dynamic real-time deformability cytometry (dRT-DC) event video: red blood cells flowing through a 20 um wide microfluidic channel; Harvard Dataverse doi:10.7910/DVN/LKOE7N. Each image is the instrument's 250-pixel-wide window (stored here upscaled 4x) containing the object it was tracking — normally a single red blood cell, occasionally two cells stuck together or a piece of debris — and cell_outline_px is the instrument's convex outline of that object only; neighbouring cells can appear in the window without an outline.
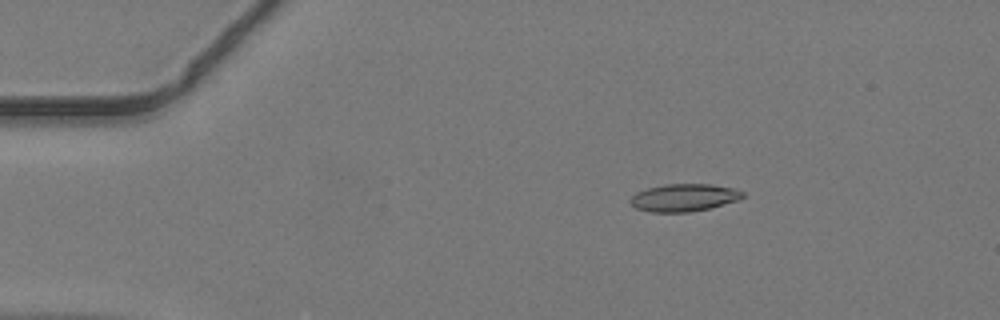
{"species": "common noctule bat (a hibernating species)", "species_latin": "Nyctalus noctula", "temperature_condition": "warm", "stored_images_in_passage": 43, "camera_frame_rate_fps": 3000, "um_per_image_px": 0.085, "animal": {"sex": "male", "body_mass_g": 19.2, "forearm_length_mm": 51.8}, "frame": {"image": 1, "passage_image": 4, "time_ms": 1.0, "image_size_px": [1000, 320], "cell_outline_px": [[744, 196], [740, 200], [692, 212], [652, 212], [636, 208], [628, 200], [636, 192], [648, 188], [664, 184], [712, 184], [736, 188], [744, 192]], "centroid_in_image_um": [58.16, 16.79], "position_along_channel_um": 26.8, "area_um2": 18.15}}
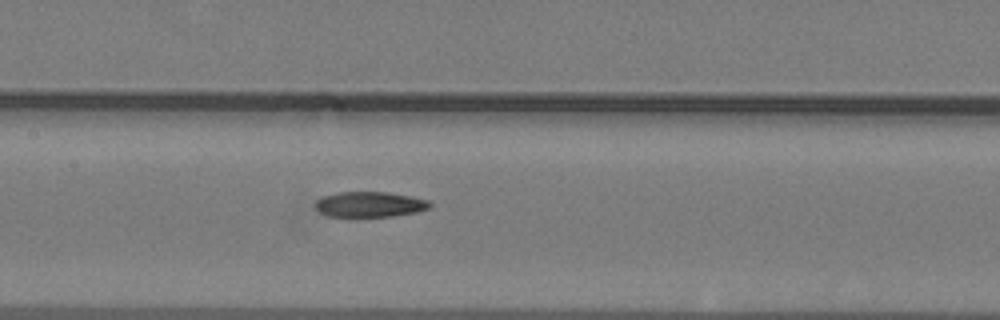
{"frame": {"image": 2, "passage_image": 19, "time_ms": 6.0, "image_size_px": [1000, 320], "cell_outline_px": [[432, 204], [428, 208], [416, 212], [392, 216], [328, 216], [320, 212], [316, 208], [316, 200], [320, 196], [340, 192], [388, 192], [428, 200]], "centroid_in_image_um": [31.4, 17.36], "position_along_channel_um": 176.0, "area_um2": 16.76}}
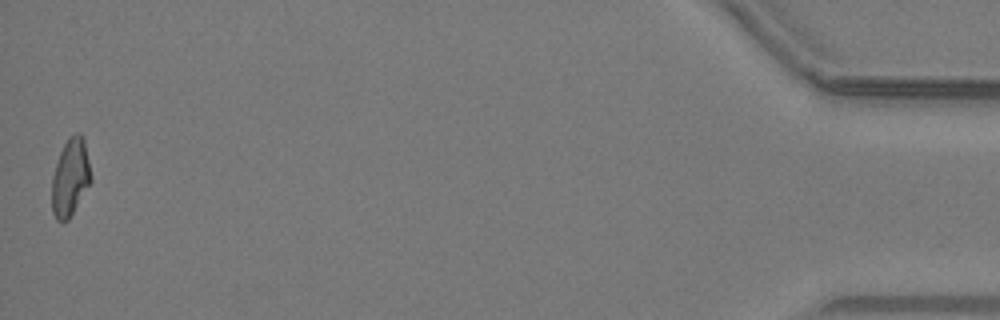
{"frame": {"image": 3, "passage_image": 43, "time_ms": 14.0, "image_size_px": [1000, 320], "cell_outline_px": [[92, 180], [68, 220], [56, 220], [52, 212], [52, 176], [60, 152], [68, 136], [76, 132], [80, 132], [84, 136], [92, 176]], "centroid_in_image_um": [5.99, 15.02], "position_along_channel_um": 429.2, "area_um2": 17.74}}